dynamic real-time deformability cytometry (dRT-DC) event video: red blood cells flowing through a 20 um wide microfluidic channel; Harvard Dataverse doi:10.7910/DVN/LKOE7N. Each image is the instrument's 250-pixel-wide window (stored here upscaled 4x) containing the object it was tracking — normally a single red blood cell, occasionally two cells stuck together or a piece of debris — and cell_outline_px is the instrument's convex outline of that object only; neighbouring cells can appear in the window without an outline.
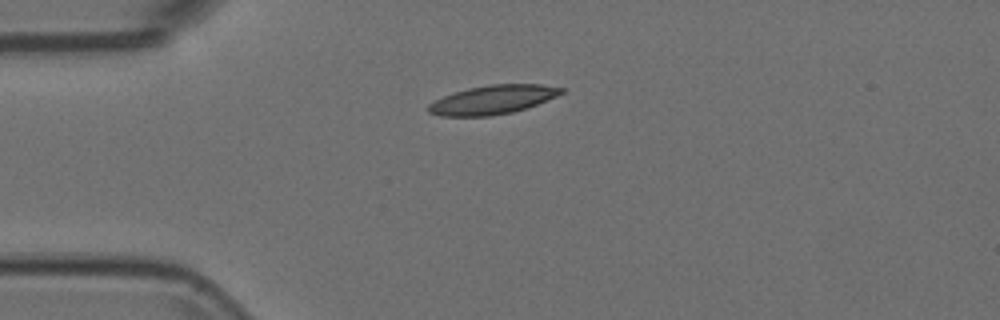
{"species": "Egyptian fruit bat (a non-hibernating species)", "species_latin": "Rousettus aegyptiacus", "temperature_condition": "room temperature", "stored_images_in_passage": 42, "camera_frame_rate_fps": 3000, "um_per_image_px": 0.085, "animal": {"sex": "female"}, "frame": {"image": 1, "passage_image": 1, "time_ms": 0.0, "image_size_px": [1000, 320], "cell_outline_px": [[564, 92], [556, 96], [536, 104], [512, 112], [488, 116], [440, 116], [428, 112], [428, 104], [444, 96], [468, 88], [488, 84], [540, 84], [564, 88]], "centroid_in_image_um": [41.87, 8.47], "position_along_channel_um": 43.1, "area_um2": 22.08}}
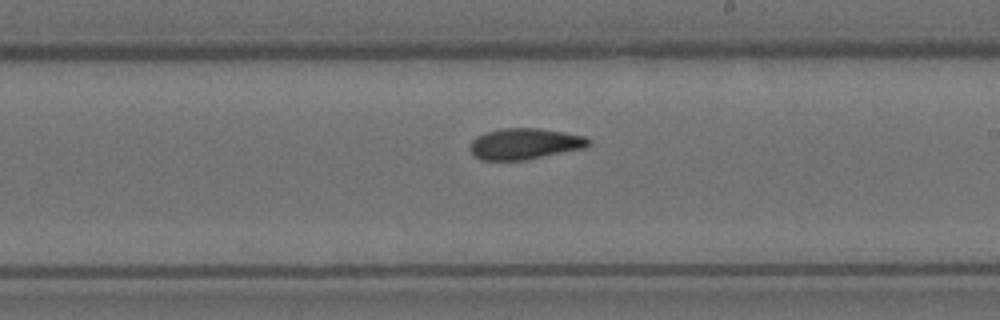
{"frame": {"image": 2, "passage_image": 19, "time_ms": 6.0, "image_size_px": [1000, 320], "cell_outline_px": [[592, 144], [584, 148], [524, 160], [480, 160], [472, 156], [468, 148], [472, 140], [476, 136], [484, 132], [500, 128], [540, 128], [564, 132], [584, 136], [592, 140]], "centroid_in_image_um": [44.56, 12.22], "position_along_channel_um": 244.4, "area_um2": 21.79}}
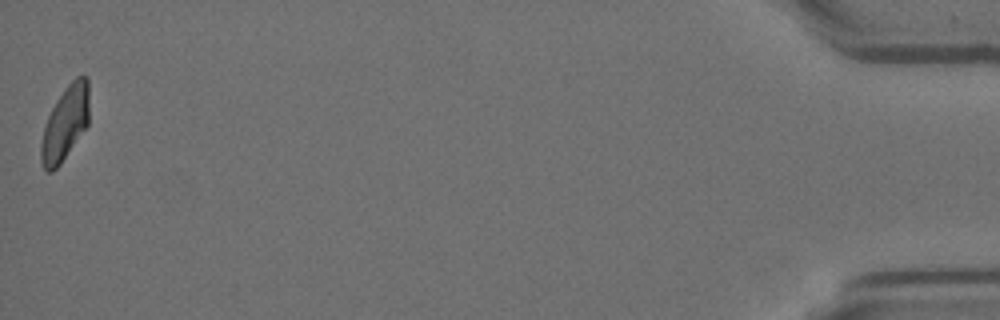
{"frame": {"image": 3, "passage_image": 42, "time_ms": 13.667, "image_size_px": [1000, 320], "cell_outline_px": [[88, 124], [60, 164], [52, 172], [48, 172], [44, 168], [40, 160], [40, 140], [48, 116], [56, 100], [64, 88], [76, 76], [84, 72], [88, 76]], "centroid_in_image_um": [5.53, 10.44], "position_along_channel_um": 429.7, "area_um2": 20.87}}